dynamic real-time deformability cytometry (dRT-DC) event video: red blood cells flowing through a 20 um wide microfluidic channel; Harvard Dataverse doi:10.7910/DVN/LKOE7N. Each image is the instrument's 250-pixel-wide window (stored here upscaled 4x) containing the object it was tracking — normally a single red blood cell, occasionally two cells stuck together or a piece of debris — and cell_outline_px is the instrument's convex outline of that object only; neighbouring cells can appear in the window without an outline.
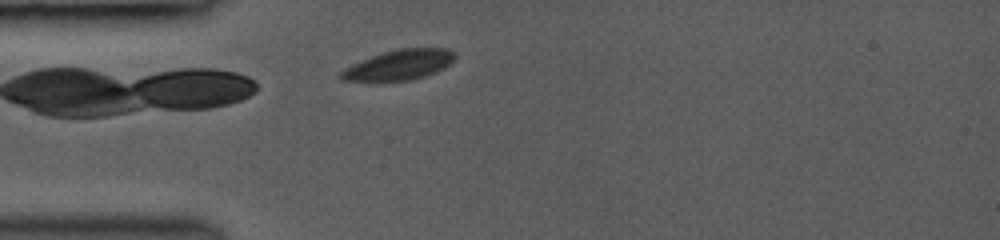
{"species": "common noctule bat (a hibernating species)", "species_latin": "Nyctalus noctula", "temperature_condition": "room temperature", "stored_images_in_passage": 19, "camera_frame_rate_fps": 3000, "um_per_image_px": 0.085, "animal": {"sex": "female", "body_mass_g": 19.0, "forearm_length_mm": 53.3}, "frame": {"image": 1, "passage_image": 1, "time_ms": 0.0, "image_size_px": [1000, 240], "cell_outline_px": [[456, 56], [444, 68], [436, 72], [412, 80], [340, 80], [336, 76], [344, 68], [352, 64], [372, 56], [396, 48], [448, 48], [456, 52]], "centroid_in_image_um": [33.93, 5.5], "position_along_channel_um": 51.1, "area_um2": 19.88}}
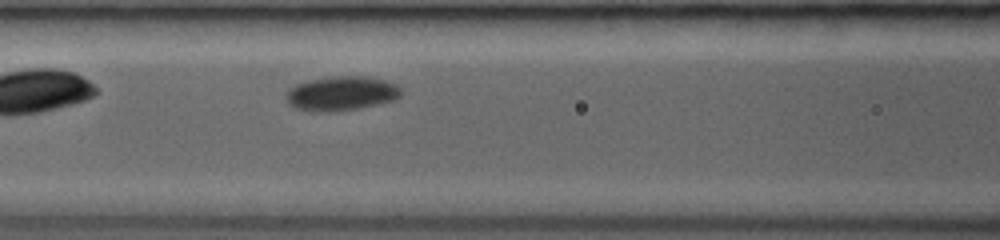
{"frame": {"image": 2, "passage_image": 11, "time_ms": 2.333, "image_size_px": [1000, 240], "cell_outline_px": [[400, 96], [392, 100], [360, 108], [328, 112], [316, 112], [292, 108], [288, 104], [284, 96], [288, 88], [296, 84], [308, 80], [332, 76], [368, 76], [384, 80], [396, 84], [400, 88]], "centroid_in_image_um": [28.94, 7.94], "position_along_channel_um": 137.7, "area_um2": 23.24}}
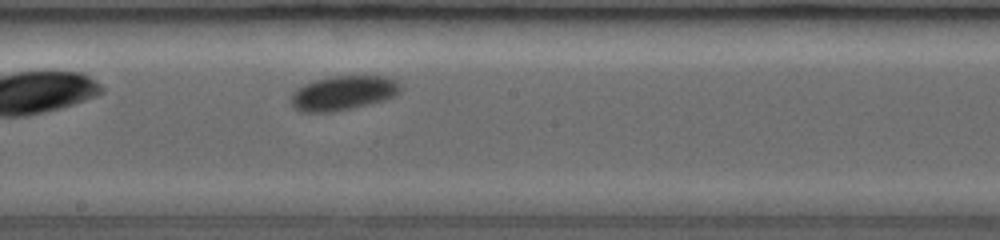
{"frame": {"image": 3, "passage_image": 19, "time_ms": 4.333, "image_size_px": [1000, 240], "cell_outline_px": [[400, 92], [396, 96], [384, 100], [352, 108], [332, 112], [300, 112], [292, 104], [292, 92], [296, 88], [304, 84], [316, 80], [332, 76], [388, 76], [396, 80], [400, 84]], "centroid_in_image_um": [29.19, 7.9], "position_along_channel_um": 219.0, "area_um2": 21.96}}